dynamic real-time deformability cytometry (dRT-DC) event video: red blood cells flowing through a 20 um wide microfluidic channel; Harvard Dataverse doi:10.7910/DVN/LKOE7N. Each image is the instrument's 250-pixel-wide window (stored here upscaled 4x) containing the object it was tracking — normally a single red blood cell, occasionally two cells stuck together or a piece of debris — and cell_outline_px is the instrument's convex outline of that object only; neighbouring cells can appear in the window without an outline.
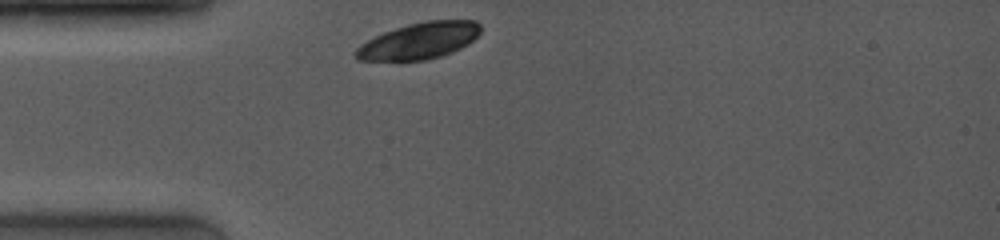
{"species": "common noctule bat (a hibernating species)", "species_latin": "Nyctalus noctula", "temperature_condition": "room temperature", "stored_images_in_passage": 3, "camera_frame_rate_fps": 4000, "um_per_image_px": 0.085, "animal": {"sex": "female", "body_mass_g": 19.0, "forearm_length_mm": 53.3}, "frame": {"image": 1, "passage_image": 1, "time_ms": 0.0, "image_size_px": [1000, 240], "cell_outline_px": [[480, 32], [468, 44], [452, 52], [428, 60], [356, 60], [352, 56], [352, 52], [360, 44], [384, 32], [408, 24], [424, 20], [476, 20], [480, 24]], "centroid_in_image_um": [35.61, 3.47], "position_along_channel_um": 49.4, "area_um2": 26.53}}
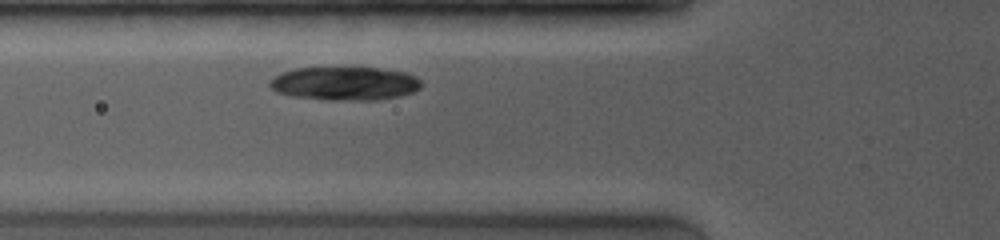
{"frame": {"image": 2, "passage_image": 3, "time_ms": 1.5, "image_size_px": [1000, 240], "cell_outline_px": [[424, 84], [420, 88], [412, 92], [400, 96], [380, 100], [328, 100], [292, 96], [276, 92], [268, 84], [276, 76], [284, 72], [296, 68], [376, 68], [404, 72], [416, 76]], "centroid_in_image_um": [29.35, 7.11], "position_along_channel_um": 96.4, "area_um2": 29.54}}